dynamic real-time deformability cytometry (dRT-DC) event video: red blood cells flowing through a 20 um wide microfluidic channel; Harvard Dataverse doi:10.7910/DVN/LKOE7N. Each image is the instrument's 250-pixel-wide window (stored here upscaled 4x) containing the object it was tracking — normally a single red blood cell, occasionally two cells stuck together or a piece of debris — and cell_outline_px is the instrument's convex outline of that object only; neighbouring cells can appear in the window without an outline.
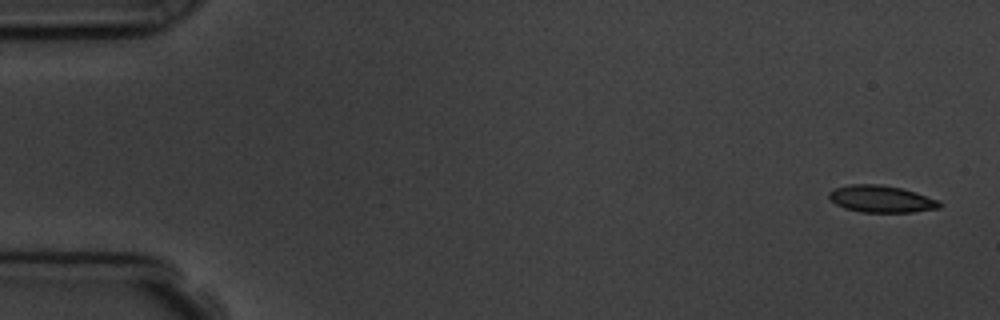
{"species": "common noctule bat (a hibernating species)", "species_latin": "Nyctalus noctula", "temperature_condition": "room temperature", "stored_images_in_passage": 5, "camera_frame_rate_fps": 3000, "um_per_image_px": 0.085, "animal": {"sex": "male", "body_mass_g": 19.5, "forearm_length_mm": 54.6}, "frame": {"image": 1, "passage_image": 1, "time_ms": 0.0, "image_size_px": [1000, 320], "cell_outline_px": [[944, 204], [940, 208], [912, 212], [860, 212], [844, 208], [836, 204], [828, 196], [828, 192], [832, 188], [848, 184], [880, 184], [900, 188], [916, 192], [940, 200]], "centroid_in_image_um": [74.92, 16.91], "position_along_channel_um": 10.1, "area_um2": 17.63}}
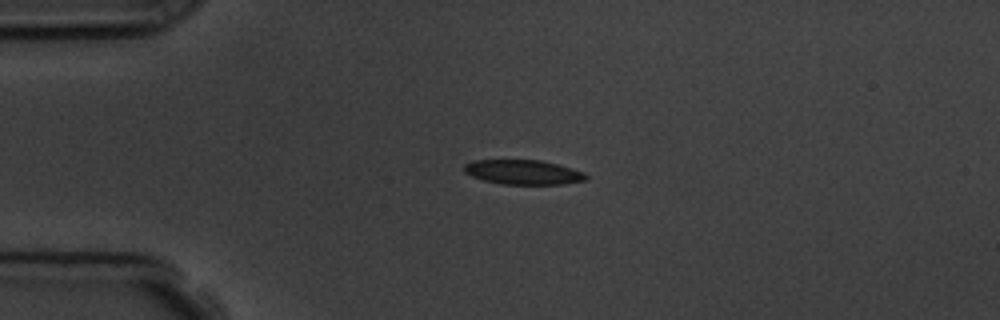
{"frame": {"image": 2, "passage_image": 4, "time_ms": 3.667, "image_size_px": [1000, 320], "cell_outline_px": [[588, 176], [584, 180], [564, 184], [500, 184], [484, 180], [472, 176], [464, 172], [464, 164], [476, 160], [540, 160], [556, 164], [584, 172]], "centroid_in_image_um": [44.45, 14.63], "position_along_channel_um": 40.5, "area_um2": 17.28}}